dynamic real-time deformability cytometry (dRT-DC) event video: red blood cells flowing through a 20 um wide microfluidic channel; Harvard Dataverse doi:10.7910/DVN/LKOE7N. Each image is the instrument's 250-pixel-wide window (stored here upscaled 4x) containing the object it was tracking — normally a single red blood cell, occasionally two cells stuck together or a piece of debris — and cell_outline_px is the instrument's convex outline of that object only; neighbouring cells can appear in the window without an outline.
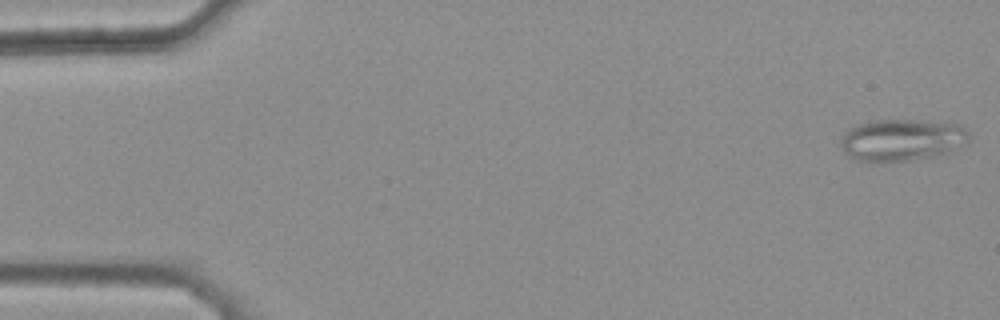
{"species": "common noctule bat (a hibernating species)", "species_latin": "Nyctalus noctula", "temperature_condition": "warm", "stored_images_in_passage": 45, "camera_frame_rate_fps": 3000, "um_per_image_px": 0.085, "animal": {"sex": "female", "body_mass_g": 25.1}, "frame": {"image": 1, "passage_image": 1, "time_ms": 0.0, "image_size_px": [1000, 320], "cell_outline_px": [[972, 136], [964, 144], [948, 152], [932, 156], [912, 160], [856, 160], [848, 156], [844, 152], [840, 144], [840, 140], [852, 128], [860, 124], [872, 120], [928, 120], [960, 124]], "centroid_in_image_um": [76.71, 11.87], "position_along_channel_um": 8.3, "area_um2": 30.92}}
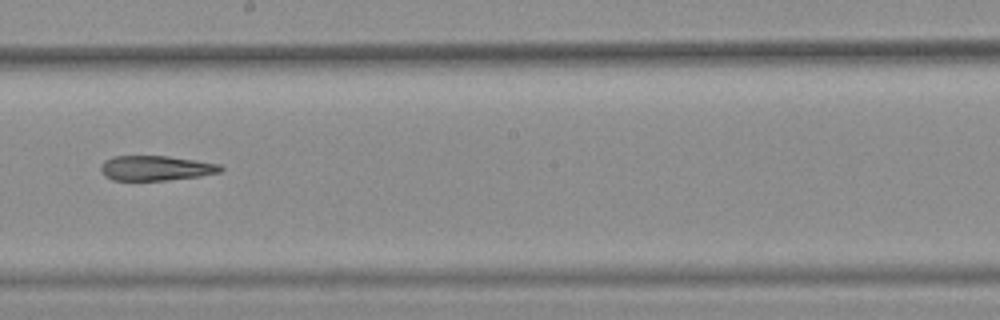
{"frame": {"image": 2, "passage_image": 29, "time_ms": 9.333, "image_size_px": [1000, 320], "cell_outline_px": [[224, 168], [220, 172], [200, 176], [164, 180], [112, 180], [104, 176], [100, 168], [100, 164], [104, 160], [112, 156], [168, 156], [196, 160], [220, 164]], "centroid_in_image_um": [13.22, 14.28], "position_along_channel_um": 235.0, "area_um2": 17.46}}
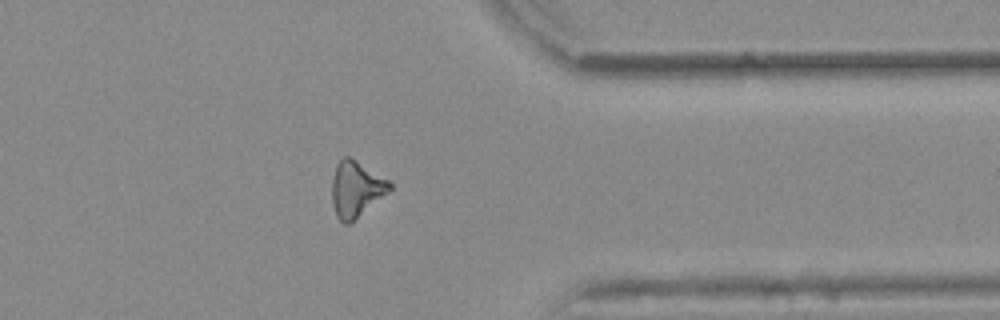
{"frame": {"image": 3, "passage_image": 41, "time_ms": 13.333, "image_size_px": [1000, 320], "cell_outline_px": [[392, 188], [388, 192], [348, 224], [344, 224], [336, 216], [332, 204], [332, 180], [336, 164], [344, 156], [348, 156], [356, 160], [388, 180], [392, 184]], "centroid_in_image_um": [30.24, 16.06], "position_along_channel_um": 381.2, "area_um2": 18.44}}